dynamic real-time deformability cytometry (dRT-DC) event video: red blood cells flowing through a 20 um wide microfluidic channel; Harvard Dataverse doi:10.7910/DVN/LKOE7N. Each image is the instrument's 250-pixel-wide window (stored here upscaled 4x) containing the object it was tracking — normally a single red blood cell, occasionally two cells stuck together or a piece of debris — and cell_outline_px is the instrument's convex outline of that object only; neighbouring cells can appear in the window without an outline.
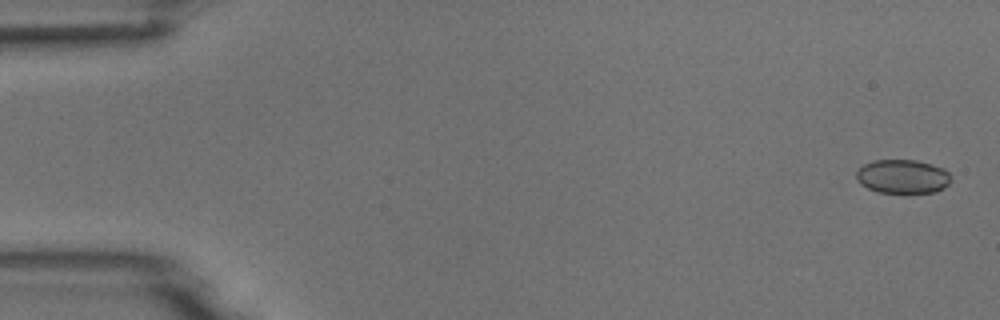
{"species": "common noctule bat (a hibernating species)", "species_latin": "Nyctalus noctula", "temperature_condition": "room temperature", "stored_images_in_passage": 5, "camera_frame_rate_fps": 3000, "um_per_image_px": 0.085, "animal": {"sex": "male", "body_mass_g": 18.8}, "frame": {"image": 1, "passage_image": 1, "time_ms": 0.0, "image_size_px": [1000, 320], "cell_outline_px": [[952, 180], [944, 188], [936, 192], [876, 192], [860, 184], [856, 180], [856, 172], [864, 164], [872, 160], [916, 160], [932, 164], [944, 168], [948, 172]], "centroid_in_image_um": [76.72, 14.99], "position_along_channel_um": 8.3, "area_um2": 18.79}}
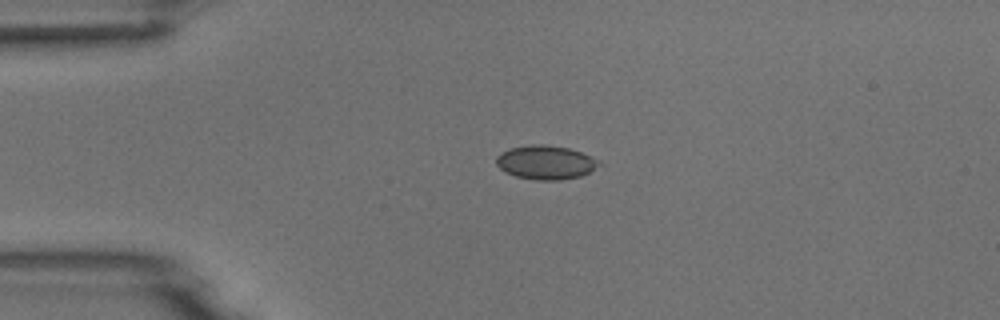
{"frame": {"image": 2, "passage_image": 4, "time_ms": 3.667, "image_size_px": [1000, 320], "cell_outline_px": [[604, 164], [580, 176], [560, 180], [536, 180], [516, 176], [500, 168], [496, 164], [496, 156], [500, 152], [512, 148], [532, 144], [544, 144], [568, 148], [580, 152], [600, 160]], "centroid_in_image_um": [46.41, 13.8], "position_along_channel_um": 38.6, "area_um2": 20.23}}